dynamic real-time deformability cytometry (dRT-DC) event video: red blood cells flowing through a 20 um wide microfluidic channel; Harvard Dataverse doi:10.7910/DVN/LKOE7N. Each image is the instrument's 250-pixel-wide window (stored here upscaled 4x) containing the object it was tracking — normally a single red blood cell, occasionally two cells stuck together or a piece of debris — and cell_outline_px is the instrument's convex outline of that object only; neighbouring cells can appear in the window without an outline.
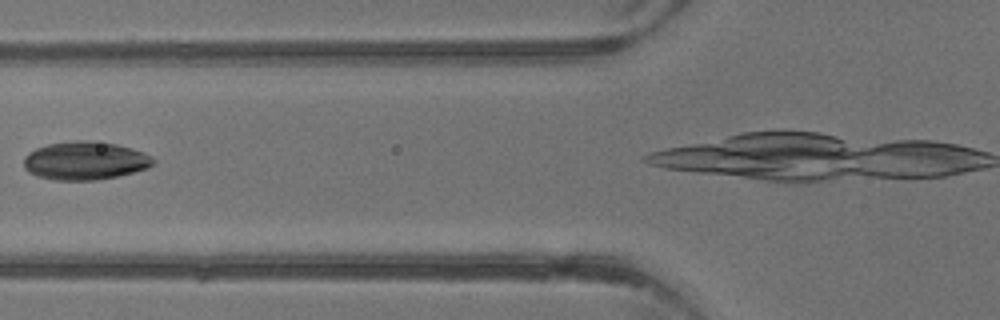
{"species": "common noctule bat (a hibernating species)", "species_latin": "Nyctalus noctula", "temperature_condition": "warm", "stored_images_in_passage": 3, "camera_frame_rate_fps": 3000, "um_per_image_px": 0.085, "animal": {"sex": "male", "body_mass_g": 13.3}, "frame": {"image": 1, "passage_image": 2, "time_ms": 1.0, "image_size_px": [1000, 320], "cell_outline_px": [[156, 160], [148, 168], [116, 176], [96, 180], [52, 180], [36, 176], [28, 172], [24, 168], [24, 160], [28, 152], [36, 148], [48, 144], [76, 140], [84, 140], [116, 144], [144, 152], [152, 156]], "centroid_in_image_um": [7.21, 13.66], "position_along_channel_um": 118.6, "area_um2": 28.84}}